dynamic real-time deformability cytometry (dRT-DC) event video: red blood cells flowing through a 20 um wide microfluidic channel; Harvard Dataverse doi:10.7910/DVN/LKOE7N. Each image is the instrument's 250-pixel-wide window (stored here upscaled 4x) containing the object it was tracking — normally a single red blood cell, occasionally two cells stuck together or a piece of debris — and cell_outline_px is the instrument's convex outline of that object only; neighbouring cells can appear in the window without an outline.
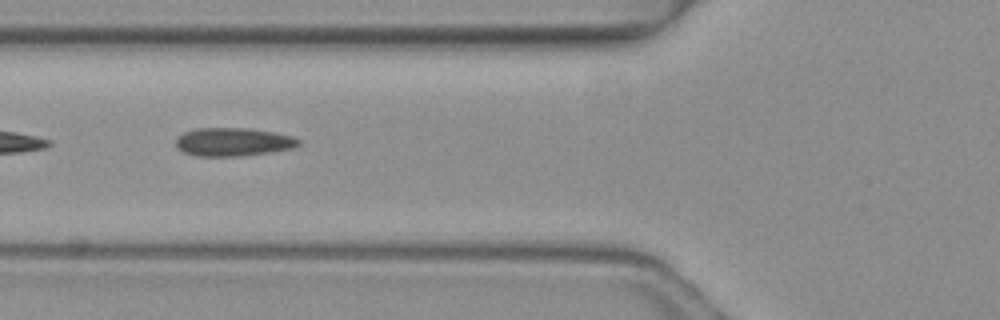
{"species": "common noctule bat (a hibernating species)", "species_latin": "Nyctalus noctula", "temperature_condition": "warm", "stored_images_in_passage": 4, "camera_frame_rate_fps": 3000, "um_per_image_px": 0.085, "animal": {"sex": "female", "body_mass_g": 19.3, "forearm_length_mm": 54.1}, "frame": {"image": 1, "passage_image": 4, "time_ms": 1.0, "image_size_px": [1000, 320], "cell_outline_px": [[300, 144], [292, 148], [244, 156], [196, 156], [184, 152], [176, 148], [176, 136], [184, 132], [196, 128], [252, 128], [292, 136], [300, 140]], "centroid_in_image_um": [19.77, 12.06], "position_along_channel_um": 106.0, "area_um2": 20.35}}